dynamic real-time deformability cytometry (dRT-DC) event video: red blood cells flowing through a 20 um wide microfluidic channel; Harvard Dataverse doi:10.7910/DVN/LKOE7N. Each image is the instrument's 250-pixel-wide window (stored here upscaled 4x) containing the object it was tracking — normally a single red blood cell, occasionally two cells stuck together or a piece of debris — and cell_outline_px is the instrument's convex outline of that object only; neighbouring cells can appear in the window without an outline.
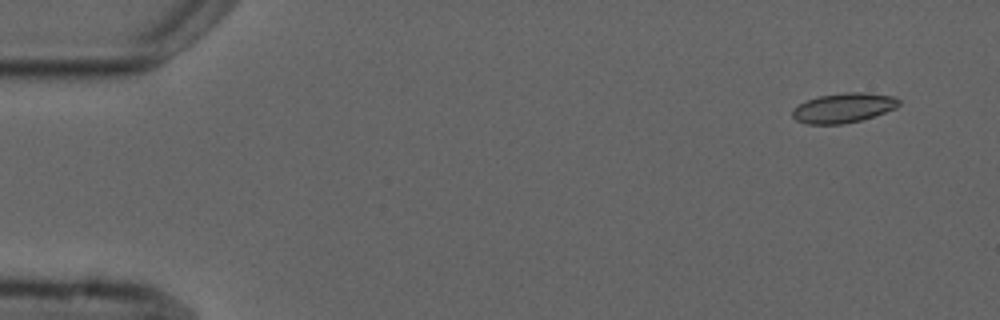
{"species": "common noctule bat (a hibernating species)", "species_latin": "Nyctalus noctula", "temperature_condition": "cold", "stored_images_in_passage": 7, "camera_frame_rate_fps": 3000, "um_per_image_px": 0.085, "animal": {"sex": "male", "forearm_length_mm": 52.5}, "frame": {"image": 1, "passage_image": 1, "time_ms": 0.0, "image_size_px": [1000, 320], "cell_outline_px": [[900, 104], [896, 108], [860, 120], [844, 124], [808, 124], [796, 120], [792, 116], [792, 108], [808, 100], [820, 96], [844, 92], [864, 92], [896, 96], [900, 100]], "centroid_in_image_um": [71.71, 9.16], "position_along_channel_um": 13.3, "area_um2": 18.38}}
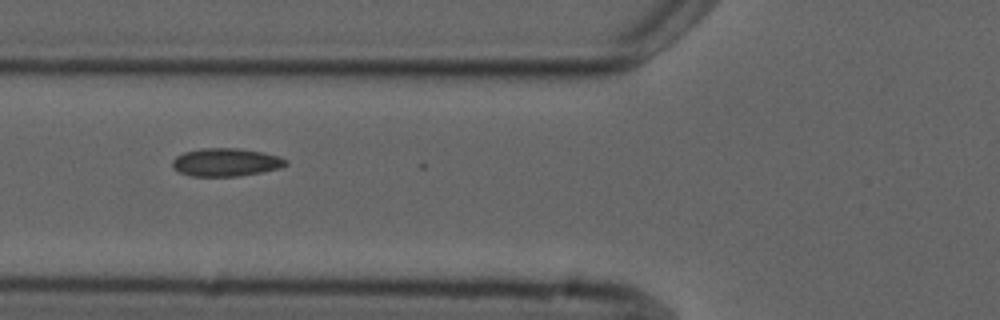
{"frame": {"image": 2, "passage_image": 6, "time_ms": 5.667, "image_size_px": [1000, 320], "cell_outline_px": [[288, 164], [280, 168], [240, 176], [192, 176], [180, 172], [172, 168], [172, 160], [176, 156], [184, 152], [204, 148], [236, 148], [264, 152], [280, 156], [288, 160]], "centroid_in_image_um": [19.22, 13.79], "position_along_channel_um": 106.6, "area_um2": 18.61}}
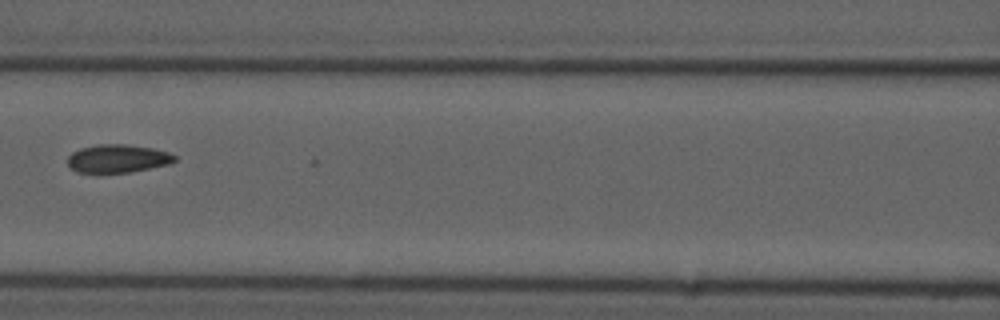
{"frame": {"image": 3, "passage_image": 7, "time_ms": 7.0, "image_size_px": [1000, 320], "cell_outline_px": [[176, 160], [168, 164], [128, 172], [96, 176], [76, 172], [68, 164], [68, 156], [72, 152], [80, 148], [96, 144], [128, 144], [152, 148], [168, 152], [176, 156]], "centroid_in_image_um": [9.92, 13.51], "position_along_channel_um": 156.7, "area_um2": 18.15}}